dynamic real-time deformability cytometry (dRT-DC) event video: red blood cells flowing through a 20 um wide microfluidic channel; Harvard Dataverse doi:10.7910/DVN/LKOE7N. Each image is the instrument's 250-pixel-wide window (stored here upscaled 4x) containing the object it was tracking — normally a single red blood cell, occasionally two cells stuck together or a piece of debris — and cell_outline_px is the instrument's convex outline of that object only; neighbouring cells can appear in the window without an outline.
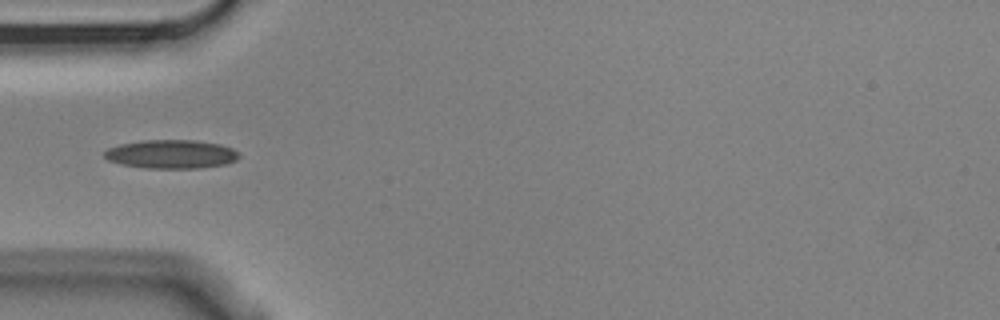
{"species": "Egyptian fruit bat (a non-hibernating species)", "species_latin": "Rousettus aegyptiacus", "temperature_condition": "cold", "stored_images_in_passage": 4, "camera_frame_rate_fps": 3000, "um_per_image_px": 0.085, "animal": {"sex": "male"}, "frame": {"image": 1, "passage_image": 4, "time_ms": 1.0, "image_size_px": [1000, 320], "cell_outline_px": [[240, 156], [236, 160], [228, 164], [196, 168], [148, 168], [120, 164], [108, 160], [104, 156], [104, 152], [108, 148], [120, 144], [144, 140], [192, 140], [220, 144], [232, 148], [240, 152]], "centroid_in_image_um": [14.58, 13.1], "position_along_channel_um": 70.4, "area_um2": 22.54}}